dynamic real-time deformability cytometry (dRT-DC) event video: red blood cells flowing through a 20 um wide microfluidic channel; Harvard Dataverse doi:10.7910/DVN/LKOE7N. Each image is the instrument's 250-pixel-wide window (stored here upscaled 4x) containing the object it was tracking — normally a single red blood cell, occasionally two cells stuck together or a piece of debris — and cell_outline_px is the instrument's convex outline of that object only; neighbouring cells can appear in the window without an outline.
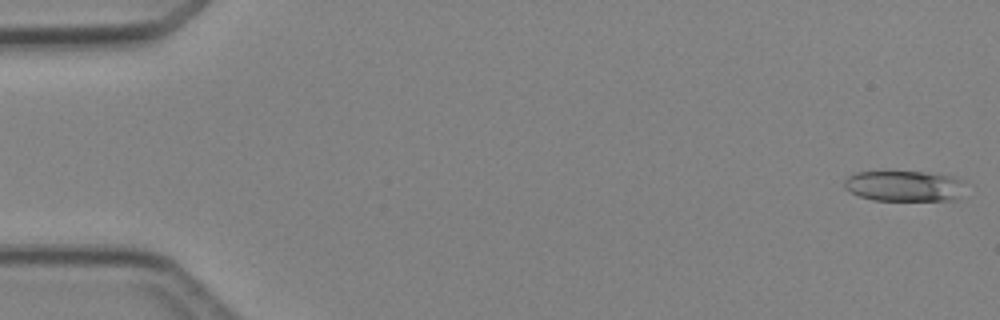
{"species": "Egyptian fruit bat (a non-hibernating species)", "species_latin": "Rousettus aegyptiacus", "temperature_condition": "cold", "stored_images_in_passage": 4, "camera_frame_rate_fps": 3000, "um_per_image_px": 0.085, "animal": {"sex": "female"}, "frame": {"image": 1, "passage_image": 1, "time_ms": 0.0, "image_size_px": [1000, 320], "cell_outline_px": [[964, 180], [956, 200], [872, 200], [860, 196], [844, 188], [844, 180], [848, 176], [856, 172], [924, 172], [952, 176]], "centroid_in_image_um": [76.82, 15.81], "position_along_channel_um": 8.2, "area_um2": 21.39}}
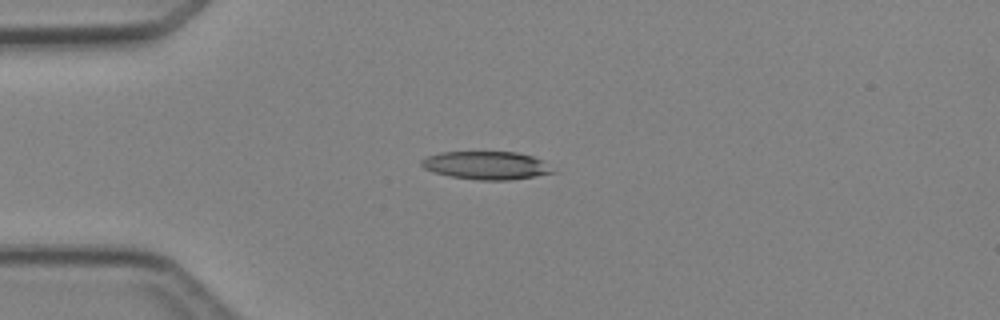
{"frame": {"image": 2, "passage_image": 4, "time_ms": 3.667, "image_size_px": [1000, 320], "cell_outline_px": [[556, 172], [536, 176], [512, 180], [480, 180], [448, 176], [424, 168], [420, 164], [420, 160], [428, 156], [440, 152], [516, 152], [532, 156], [544, 160]], "centroid_in_image_um": [41.36, 14.06], "position_along_channel_um": 43.6, "area_um2": 21.56}}